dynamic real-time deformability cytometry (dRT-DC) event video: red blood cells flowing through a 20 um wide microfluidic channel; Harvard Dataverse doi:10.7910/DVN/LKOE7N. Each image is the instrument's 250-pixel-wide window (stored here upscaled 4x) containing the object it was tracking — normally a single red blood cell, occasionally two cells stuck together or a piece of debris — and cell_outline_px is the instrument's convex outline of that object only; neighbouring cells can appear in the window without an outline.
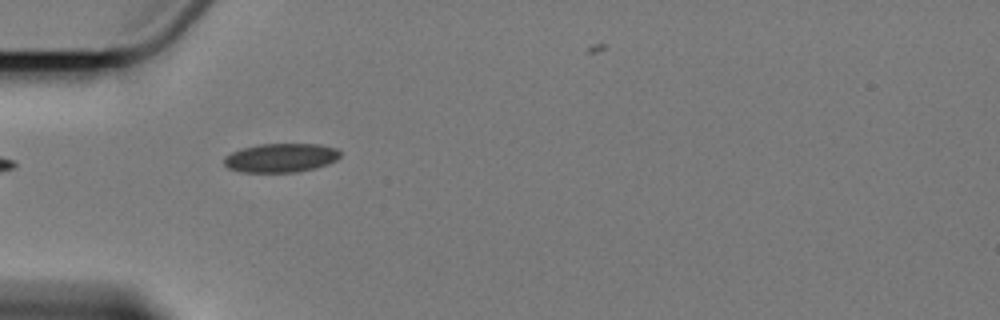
{"species": "Egyptian fruit bat (a non-hibernating species)", "species_latin": "Rousettus aegyptiacus", "temperature_condition": "cold", "stored_images_in_passage": 2, "camera_frame_rate_fps": 3000, "um_per_image_px": 0.085, "animal": {"sex": "female"}, "frame": {"image": 1, "passage_image": 1, "time_ms": 0.0, "image_size_px": [1000, 320], "cell_outline_px": [[340, 156], [336, 160], [328, 164], [296, 172], [240, 172], [228, 168], [224, 164], [224, 156], [232, 152], [244, 148], [260, 144], [320, 144], [336, 148], [340, 152]], "centroid_in_image_um": [23.86, 13.41], "position_along_channel_um": 61.1, "area_um2": 19.48}}
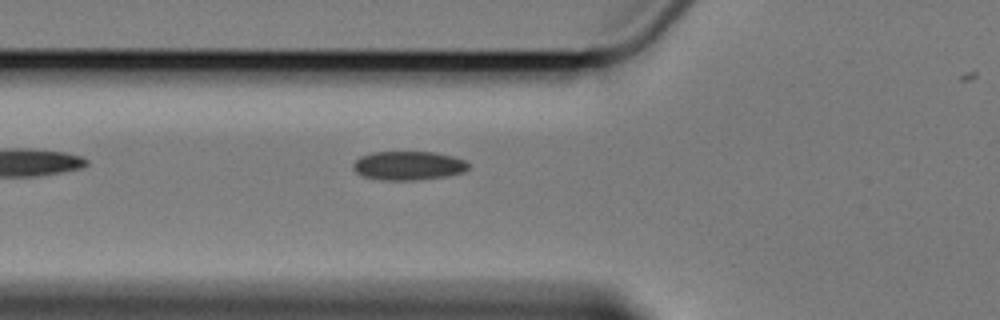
{"frame": {"image": 2, "passage_image": 2, "time_ms": 1.0, "image_size_px": [1000, 320], "cell_outline_px": [[468, 168], [464, 172], [448, 176], [420, 180], [380, 180], [360, 176], [352, 168], [352, 164], [360, 156], [372, 152], [432, 152], [452, 156], [464, 160], [468, 164]], "centroid_in_image_um": [34.67, 14.09], "position_along_channel_um": 91.1, "area_um2": 19.59}}